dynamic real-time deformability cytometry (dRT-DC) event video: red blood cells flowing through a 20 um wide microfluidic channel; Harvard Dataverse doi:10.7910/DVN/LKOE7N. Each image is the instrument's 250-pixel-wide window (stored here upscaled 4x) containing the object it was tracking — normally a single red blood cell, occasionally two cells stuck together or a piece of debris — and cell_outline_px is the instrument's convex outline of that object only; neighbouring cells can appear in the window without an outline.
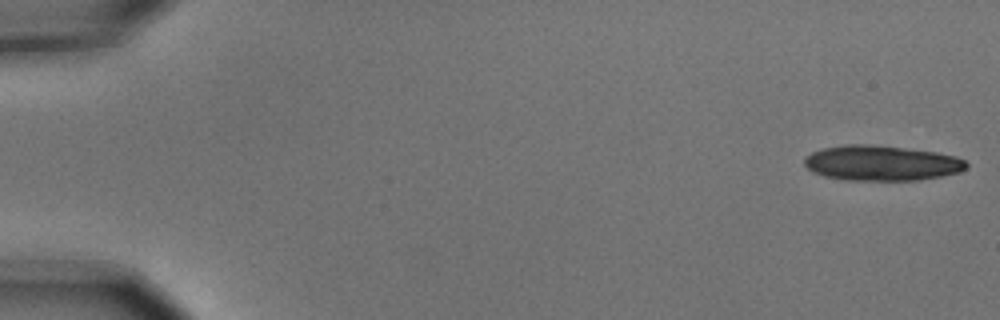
{"species": "common noctule bat (a hibernating species)", "species_latin": "Nyctalus noctula", "temperature_condition": "cold", "stored_images_in_passage": 8, "camera_frame_rate_fps": 3000, "um_per_image_px": 0.085, "animal": {"sex": "male", "body_mass_g": 15.6}, "frame": {"image": 1, "passage_image": 1, "time_ms": 0.0, "image_size_px": [1000, 320], "cell_outline_px": [[968, 164], [960, 172], [940, 176], [916, 180], [844, 180], [824, 176], [812, 172], [804, 164], [804, 156], [812, 152], [824, 148], [848, 144], [868, 144], [904, 148], [936, 152], [956, 156], [964, 160]], "centroid_in_image_um": [74.89, 13.86], "position_along_channel_um": 10.1, "area_um2": 33.12}}
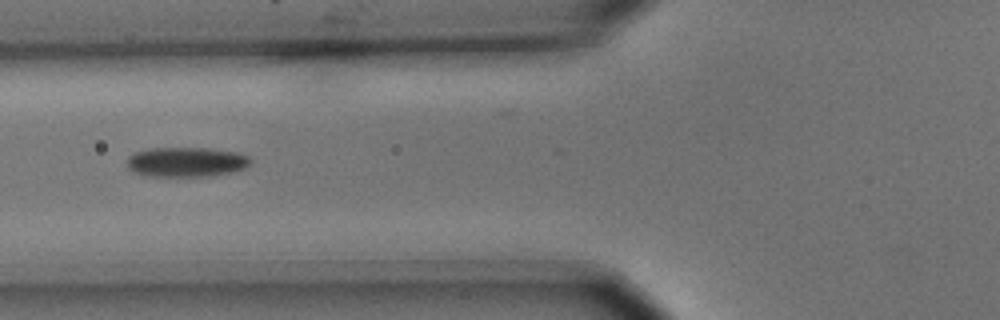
{"frame": {"image": 2, "passage_image": 7, "time_ms": 2.0, "image_size_px": [1000, 320], "cell_outline_px": [[252, 160], [244, 168], [232, 172], [212, 176], [148, 176], [132, 172], [128, 168], [128, 156], [136, 152], [152, 148], [208, 148], [236, 152], [248, 156]], "centroid_in_image_um": [15.83, 13.77], "position_along_channel_um": 110.0, "area_um2": 21.39}}
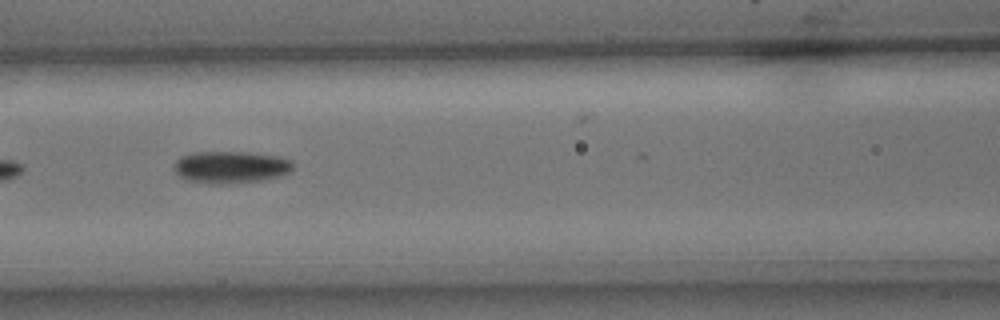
{"frame": {"image": 3, "passage_image": 8, "time_ms": 2.333, "image_size_px": [1000, 320], "cell_outline_px": [[292, 168], [288, 172], [280, 176], [260, 180], [228, 184], [208, 184], [188, 180], [180, 176], [176, 172], [176, 160], [180, 156], [192, 152], [248, 152], [276, 156], [292, 160]], "centroid_in_image_um": [19.6, 14.2], "position_along_channel_um": 147.0, "area_um2": 22.14}}